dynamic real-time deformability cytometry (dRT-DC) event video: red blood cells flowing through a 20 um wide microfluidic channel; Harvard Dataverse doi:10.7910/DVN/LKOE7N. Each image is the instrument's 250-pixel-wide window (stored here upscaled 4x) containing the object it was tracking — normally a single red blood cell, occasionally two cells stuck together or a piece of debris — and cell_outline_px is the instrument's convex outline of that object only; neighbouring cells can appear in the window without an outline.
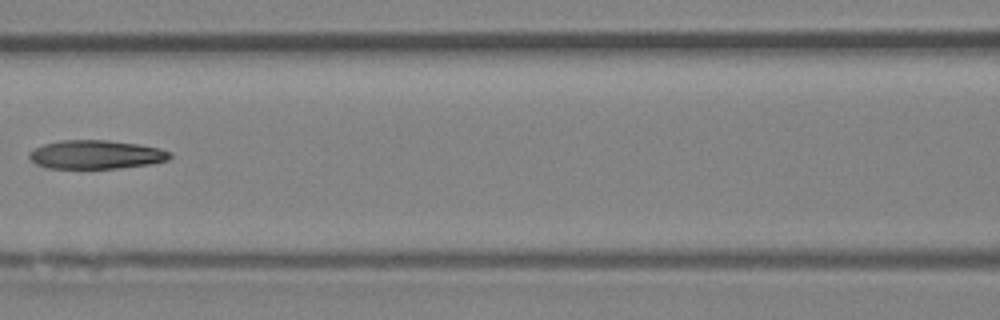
{"species": "Egyptian fruit bat (a non-hibernating species)", "species_latin": "Rousettus aegyptiacus", "temperature_condition": "room temperature", "stored_images_in_passage": 7, "camera_frame_rate_fps": 3000, "um_per_image_px": 0.085, "animal": {"sex": "female"}, "frame": {"image": 1, "passage_image": 6, "time_ms": 6.667, "image_size_px": [1000, 320], "cell_outline_px": [[172, 156], [168, 160], [148, 164], [120, 168], [44, 168], [36, 164], [28, 156], [28, 152], [44, 144], [60, 140], [108, 140], [140, 144], [160, 148], [172, 152]], "centroid_in_image_um": [8.17, 13.13], "position_along_channel_um": 158.4, "area_um2": 23.64}}
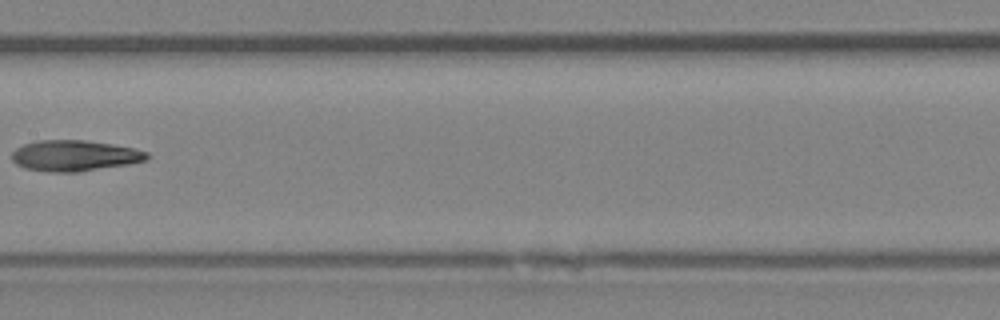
{"frame": {"image": 2, "passage_image": 7, "time_ms": 7.667, "image_size_px": [1000, 320], "cell_outline_px": [[152, 156], [148, 160], [132, 164], [76, 172], [48, 172], [24, 168], [16, 164], [12, 160], [12, 152], [16, 148], [24, 144], [36, 140], [84, 140], [112, 144], [136, 148], [148, 152]], "centroid_in_image_um": [6.38, 13.23], "position_along_channel_um": 201.0, "area_um2": 24.68}}